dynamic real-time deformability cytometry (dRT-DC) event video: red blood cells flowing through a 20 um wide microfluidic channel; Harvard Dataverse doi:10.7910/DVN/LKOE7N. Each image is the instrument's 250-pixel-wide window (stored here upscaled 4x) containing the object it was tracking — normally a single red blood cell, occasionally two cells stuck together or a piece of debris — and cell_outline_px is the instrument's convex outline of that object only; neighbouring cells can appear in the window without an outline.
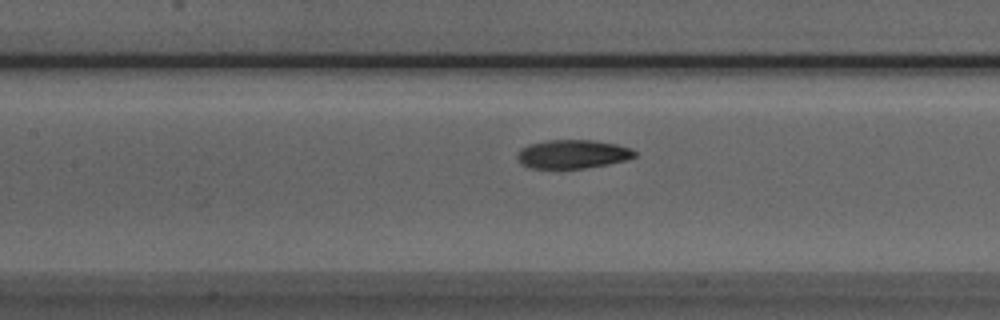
{"species": "Egyptian fruit bat (a non-hibernating species)", "species_latin": "Rousettus aegyptiacus", "temperature_condition": "room temperature", "stored_images_in_passage": 39, "camera_frame_rate_fps": 3000, "um_per_image_px": 0.085, "animal": {"sex": "male"}, "frame": {"image": 1, "passage_image": 17, "time_ms": 5.333, "image_size_px": [1000, 320], "cell_outline_px": [[636, 156], [628, 160], [608, 164], [584, 168], [528, 168], [520, 164], [516, 156], [516, 152], [520, 148], [528, 144], [548, 140], [592, 140], [616, 144], [632, 148], [636, 152]], "centroid_in_image_um": [48.65, 13.1], "position_along_channel_um": 158.8, "area_um2": 19.88}}
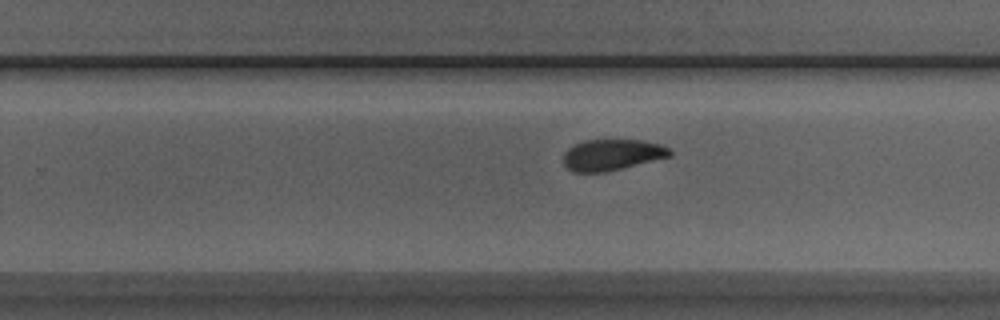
{"frame": {"image": 2, "passage_image": 26, "time_ms": 8.333, "image_size_px": [1000, 320], "cell_outline_px": [[672, 156], [604, 172], [572, 172], [564, 164], [564, 152], [568, 148], [584, 140], [640, 140], [660, 144], [668, 148], [672, 152]], "centroid_in_image_um": [52.01, 13.15], "position_along_channel_um": 277.8, "area_um2": 19.13}}
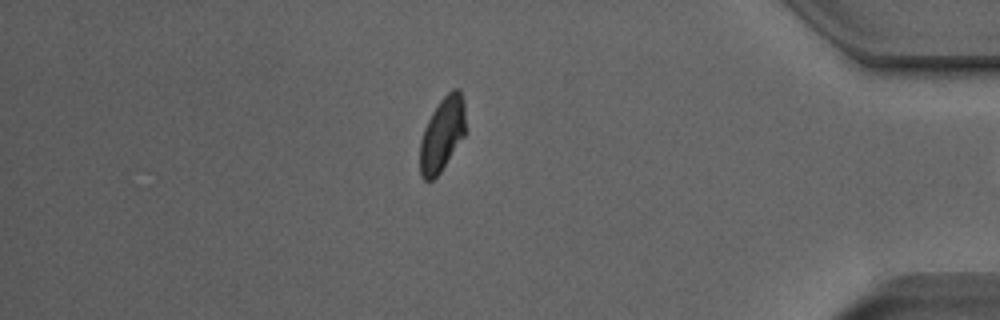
{"frame": {"image": 3, "passage_image": 38, "time_ms": 12.333, "image_size_px": [1000, 320], "cell_outline_px": [[464, 136], [440, 172], [432, 180], [424, 180], [420, 176], [420, 140], [424, 128], [432, 112], [440, 100], [452, 88], [460, 88], [464, 100]], "centroid_in_image_um": [37.57, 11.39], "position_along_channel_um": 397.6, "area_um2": 19.54}}